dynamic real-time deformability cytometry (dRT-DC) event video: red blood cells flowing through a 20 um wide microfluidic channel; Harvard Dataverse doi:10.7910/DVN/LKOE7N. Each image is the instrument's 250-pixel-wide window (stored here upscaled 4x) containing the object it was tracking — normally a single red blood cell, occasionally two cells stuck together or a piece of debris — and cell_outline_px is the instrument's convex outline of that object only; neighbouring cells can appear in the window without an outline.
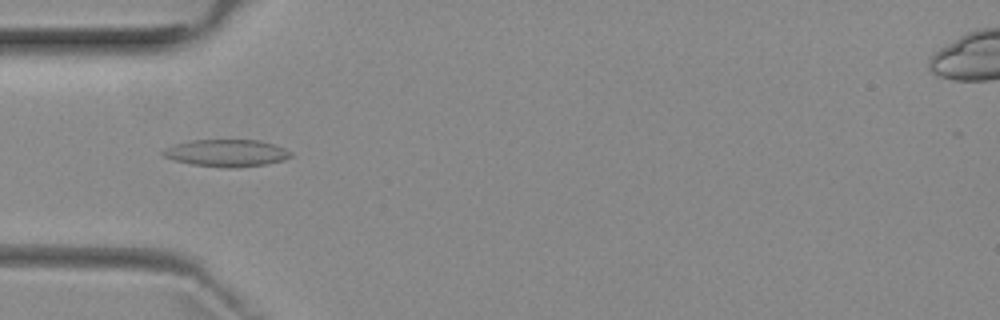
{"species": "common noctule bat (a hibernating species)", "species_latin": "Nyctalus noctula", "temperature_condition": "room temperature", "stored_images_in_passage": 8, "camera_frame_rate_fps": 3000, "um_per_image_px": 0.085, "animal": {"sex": "female", "body_mass_g": 29.2, "forearm_length_mm": 56.3}, "frame": {"image": 1, "passage_image": 5, "time_ms": 5.0, "image_size_px": [1000, 320], "cell_outline_px": [[292, 156], [284, 160], [264, 164], [236, 168], [224, 168], [192, 164], [172, 160], [164, 156], [160, 152], [176, 144], [192, 140], [260, 140], [284, 148], [292, 152]], "centroid_in_image_um": [19.27, 13.01], "position_along_channel_um": 65.7, "area_um2": 20.11}}
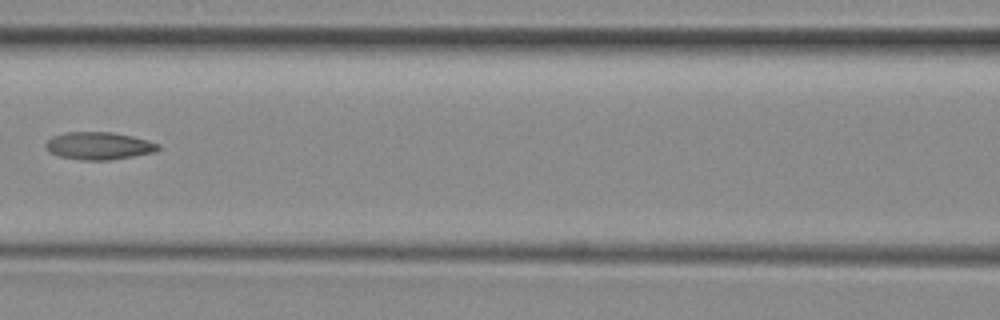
{"frame": {"image": 2, "passage_image": 7, "time_ms": 7.333, "image_size_px": [1000, 320], "cell_outline_px": [[160, 148], [156, 152], [112, 160], [80, 160], [60, 156], [48, 152], [44, 144], [52, 136], [64, 132], [112, 132], [132, 136], [148, 140], [160, 144]], "centroid_in_image_um": [8.4, 12.39], "position_along_channel_um": 158.2, "area_um2": 18.26}}
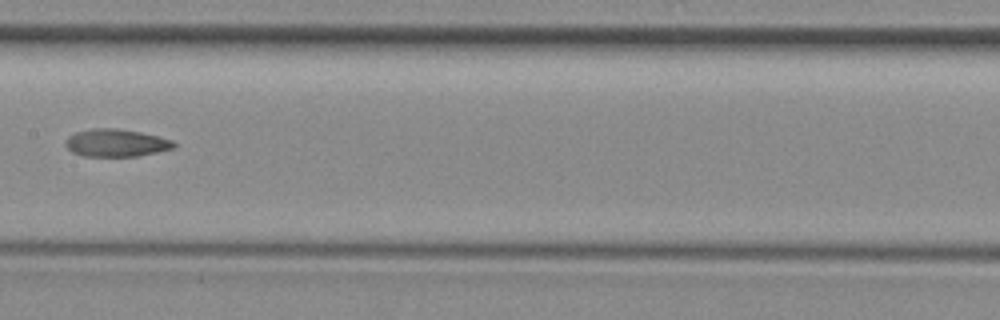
{"frame": {"image": 3, "passage_image": 8, "time_ms": 8.333, "image_size_px": [1000, 320], "cell_outline_px": [[176, 144], [172, 148], [156, 152], [136, 156], [84, 156], [72, 152], [64, 144], [68, 136], [76, 132], [92, 128], [116, 128], [140, 132], [172, 140]], "centroid_in_image_um": [9.82, 12.14], "position_along_channel_um": 197.6, "area_um2": 17.22}}